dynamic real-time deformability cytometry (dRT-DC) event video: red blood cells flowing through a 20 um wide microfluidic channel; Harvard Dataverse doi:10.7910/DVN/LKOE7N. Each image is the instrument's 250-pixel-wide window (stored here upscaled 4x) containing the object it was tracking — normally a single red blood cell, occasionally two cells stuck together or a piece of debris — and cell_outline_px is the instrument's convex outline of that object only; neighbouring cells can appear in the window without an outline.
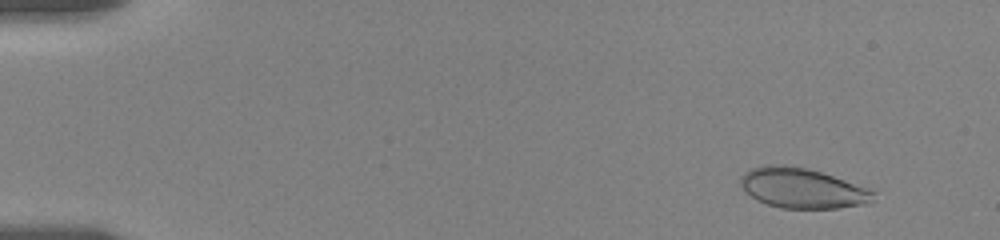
{"species": "human", "species_latin": "Homo sapiens", "temperature_condition": "room temperature", "stored_images_in_passage": 57, "camera_frame_rate_fps": 3000, "um_per_image_px": 0.085, "donor": {"sex": "female"}, "frame": {"image": 1, "passage_image": 5, "time_ms": 1.333, "image_size_px": [1000, 240], "cell_outline_px": [[876, 192], [872, 204], [836, 208], [780, 208], [768, 204], [752, 196], [740, 184], [740, 180], [744, 172], [752, 168], [768, 164], [784, 164], [804, 168], [820, 172], [868, 188]], "centroid_in_image_um": [68.24, 16.0], "position_along_channel_um": 16.8, "area_um2": 30.81}}
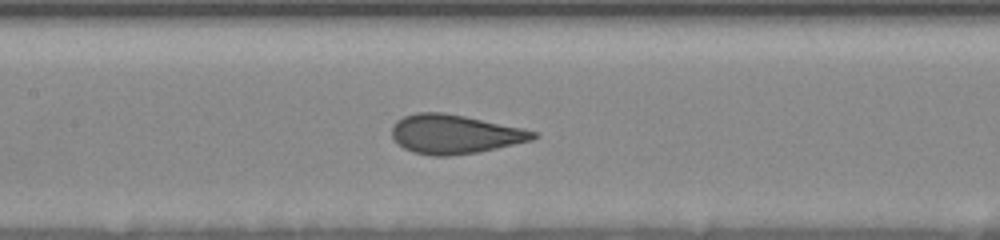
{"frame": {"image": 2, "passage_image": 28, "time_ms": 9.0, "image_size_px": [1000, 240], "cell_outline_px": [[540, 136], [532, 140], [476, 152], [448, 156], [432, 156], [412, 152], [404, 148], [392, 136], [392, 128], [396, 120], [404, 116], [416, 112], [444, 112], [464, 116], [520, 128], [536, 132]], "centroid_in_image_um": [38.61, 11.4], "position_along_channel_um": 168.8, "area_um2": 31.79}}
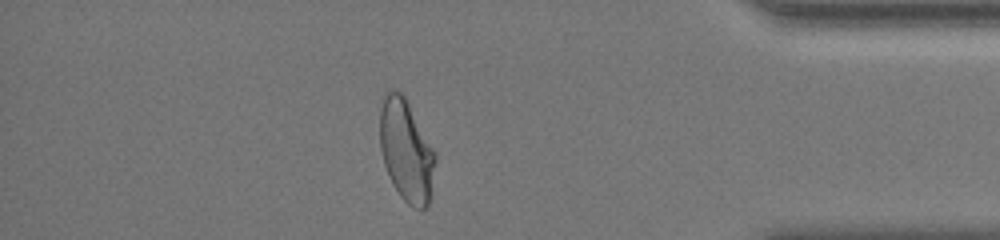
{"frame": {"image": 3, "passage_image": 50, "time_ms": 16.333, "image_size_px": [1000, 240], "cell_outline_px": [[436, 160], [428, 204], [424, 208], [416, 208], [408, 204], [400, 196], [392, 184], [384, 164], [380, 148], [380, 108], [384, 92], [388, 88], [392, 88], [400, 92], [404, 96], [436, 152]], "centroid_in_image_um": [34.51, 12.76], "position_along_channel_um": 400.7, "area_um2": 32.89}, "authors_computed_cell_mechanics": {"area_um2": 31.6744, "velocity_mm_per_s": 3.5447, "shape_relaxation_time_tau1_ms": 5.0915, "shape_relaxation_time_tau2_ms": null, "deformation_change_tau1": 0.1568, "deformation_change_tau2": null}}